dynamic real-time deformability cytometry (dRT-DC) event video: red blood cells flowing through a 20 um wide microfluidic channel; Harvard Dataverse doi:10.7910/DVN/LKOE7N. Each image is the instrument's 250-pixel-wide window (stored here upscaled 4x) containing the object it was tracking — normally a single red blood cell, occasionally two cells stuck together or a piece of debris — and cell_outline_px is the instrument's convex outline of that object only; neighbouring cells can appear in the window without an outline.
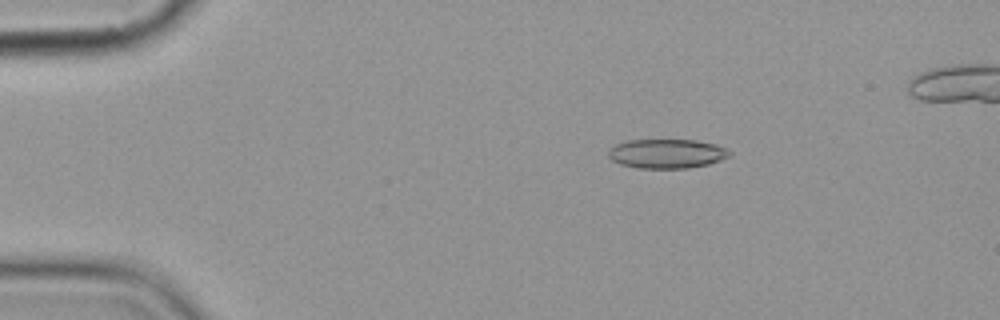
{"species": "common noctule bat (a hibernating species)", "species_latin": "Nyctalus noctula", "temperature_condition": "cold", "stored_images_in_passage": 6, "camera_frame_rate_fps": 3000, "um_per_image_px": 0.085, "animal": {"sex": "female", "body_mass_g": 19.9}, "frame": {"image": 1, "passage_image": 3, "time_ms": 2.333, "image_size_px": [1000, 320], "cell_outline_px": [[732, 156], [708, 164], [688, 168], [636, 168], [620, 164], [612, 160], [608, 156], [608, 148], [616, 144], [628, 140], [696, 140], [716, 144], [728, 148], [732, 152]], "centroid_in_image_um": [56.7, 13.06], "position_along_channel_um": 28.3, "area_um2": 20.92}}
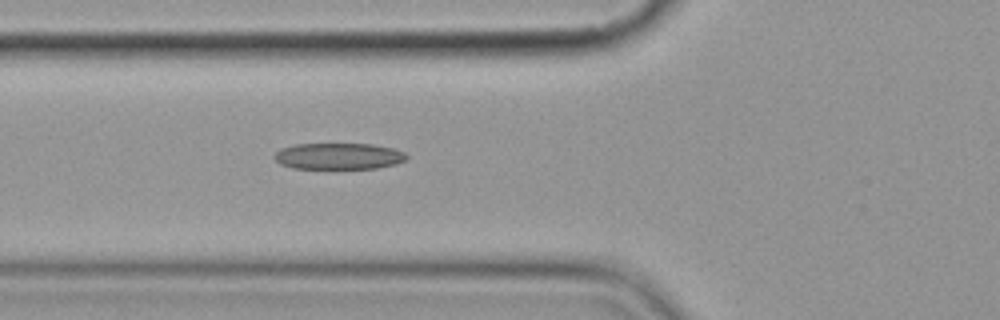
{"frame": {"image": 2, "passage_image": 6, "time_ms": 6.0, "image_size_px": [1000, 320], "cell_outline_px": [[408, 160], [396, 164], [376, 168], [292, 168], [280, 164], [272, 156], [280, 148], [296, 144], [372, 144], [392, 148], [404, 152], [408, 156]], "centroid_in_image_um": [28.79, 13.27], "position_along_channel_um": 97.0, "area_um2": 20.35}}